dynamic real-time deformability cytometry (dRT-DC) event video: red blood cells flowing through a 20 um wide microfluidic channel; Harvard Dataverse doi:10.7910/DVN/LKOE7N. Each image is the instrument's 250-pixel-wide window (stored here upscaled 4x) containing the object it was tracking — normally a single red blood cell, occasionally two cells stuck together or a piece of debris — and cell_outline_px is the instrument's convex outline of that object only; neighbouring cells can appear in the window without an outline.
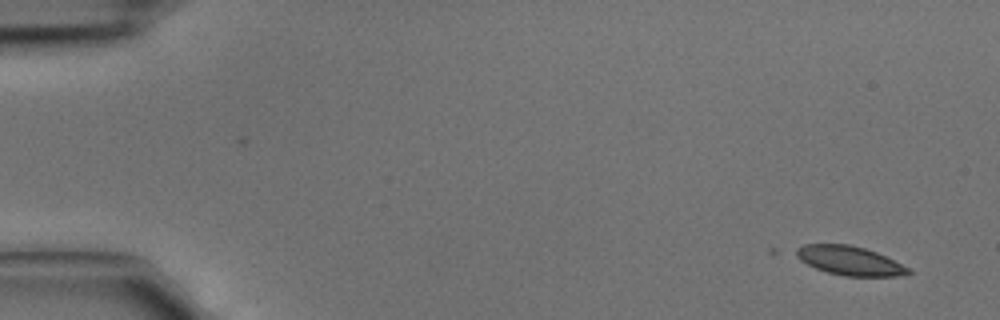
{"species": "common noctule bat (a hibernating species)", "species_latin": "Nyctalus noctula", "temperature_condition": "cold", "stored_images_in_passage": 6, "camera_frame_rate_fps": 3000, "um_per_image_px": 0.085, "animal": {"sex": "male", "body_mass_g": 15.6}, "frame": {"image": 1, "passage_image": 1, "time_ms": 0.0, "image_size_px": [1000, 320], "cell_outline_px": [[912, 272], [900, 276], [844, 276], [828, 272], [816, 268], [800, 260], [788, 252], [804, 244], [848, 244], [864, 248], [876, 252], [908, 268]], "centroid_in_image_um": [72.11, 22.14], "position_along_channel_um": 12.9, "area_um2": 18.96}}